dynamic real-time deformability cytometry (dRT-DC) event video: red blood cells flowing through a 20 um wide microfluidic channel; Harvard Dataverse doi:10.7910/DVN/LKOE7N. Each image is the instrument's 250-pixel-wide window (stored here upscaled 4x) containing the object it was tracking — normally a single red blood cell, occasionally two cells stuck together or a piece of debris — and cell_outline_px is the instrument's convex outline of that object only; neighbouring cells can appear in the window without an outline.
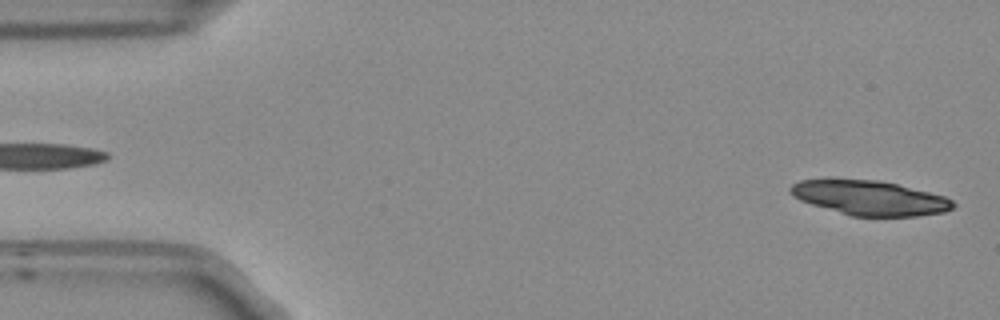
{"species": "Egyptian fruit bat (a non-hibernating species)", "species_latin": "Rousettus aegyptiacus", "temperature_condition": "room temperature", "stored_images_in_passage": 19, "camera_frame_rate_fps": 3000, "um_per_image_px": 0.085, "frame": {"image": 1, "passage_image": 1, "time_ms": 0.0, "image_size_px": [1000, 320], "cell_outline_px": [[956, 204], [952, 208], [944, 212], [916, 216], [852, 216], [812, 204], [800, 200], [792, 196], [788, 192], [788, 188], [792, 184], [800, 180], [876, 180], [896, 184], [944, 196], [952, 200]], "centroid_in_image_um": [73.91, 16.83], "position_along_channel_um": 11.1, "area_um2": 32.31}}